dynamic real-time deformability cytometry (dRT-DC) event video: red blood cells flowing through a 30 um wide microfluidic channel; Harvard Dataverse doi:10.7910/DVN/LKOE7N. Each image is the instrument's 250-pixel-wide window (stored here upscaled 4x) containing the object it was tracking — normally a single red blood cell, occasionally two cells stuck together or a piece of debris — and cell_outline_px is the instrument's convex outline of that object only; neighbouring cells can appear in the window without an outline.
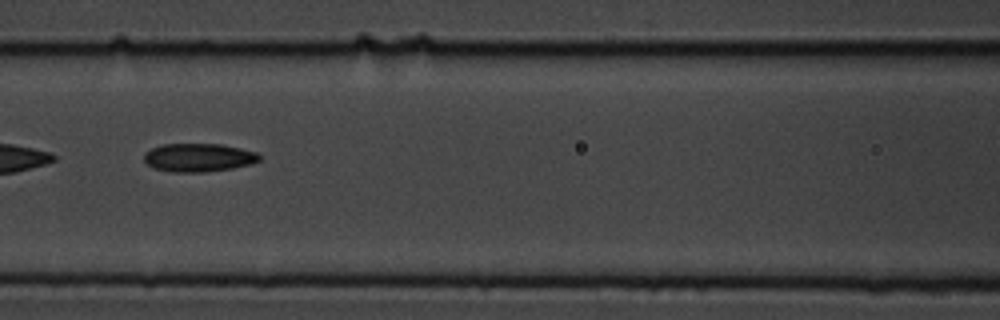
{"species": "common noctule bat (a hibernating species)", "species_latin": "Nyctalus noctula", "temperature_condition": "cold", "stored_images_in_passage": 15, "camera_frame_rate_fps": 3000, "um_per_image_px": 0.085, "animal": {"sex": "male", "body_mass_g": 19.5, "forearm_length_mm": 54.6}, "frame": {"image": 1, "passage_image": 7, "time_ms": 2.0, "image_size_px": [1000, 320], "cell_outline_px": [[260, 160], [248, 164], [232, 168], [204, 172], [172, 172], [152, 168], [144, 160], [144, 152], [152, 148], [164, 144], [220, 144], [240, 148], [256, 152], [260, 156]], "centroid_in_image_um": [16.84, 13.39], "position_along_channel_um": 149.8, "area_um2": 18.96}}
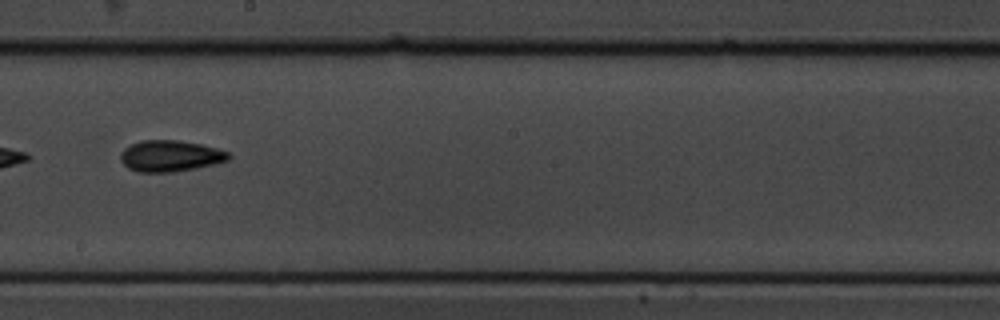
{"frame": {"image": 2, "passage_image": 9, "time_ms": 2.667, "image_size_px": [1000, 320], "cell_outline_px": [[232, 156], [228, 160], [216, 164], [196, 168], [172, 172], [140, 172], [128, 168], [120, 160], [120, 152], [124, 148], [140, 140], [180, 140], [200, 144], [216, 148], [228, 152]], "centroid_in_image_um": [14.47, 13.25], "position_along_channel_um": 233.7, "area_um2": 19.77}}
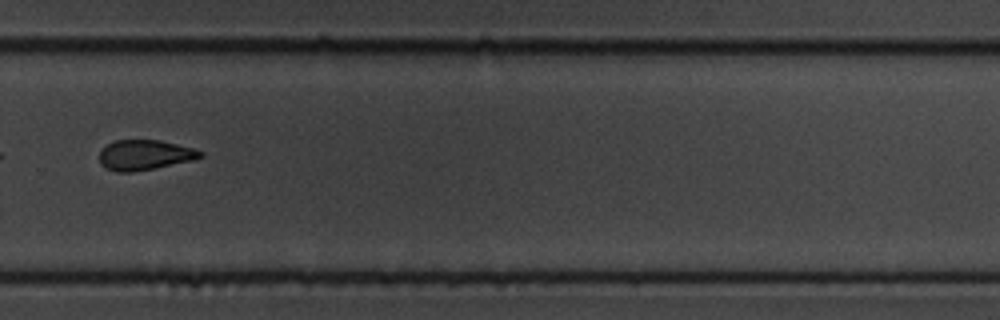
{"frame": {"image": 3, "passage_image": 11, "time_ms": 3.333, "image_size_px": [1000, 320], "cell_outline_px": [[204, 156], [196, 160], [156, 168], [132, 172], [116, 172], [100, 164], [100, 152], [108, 144], [116, 140], [160, 140], [192, 148], [204, 152]], "centroid_in_image_um": [12.35, 13.18], "position_along_channel_um": 317.5, "area_um2": 17.74}}